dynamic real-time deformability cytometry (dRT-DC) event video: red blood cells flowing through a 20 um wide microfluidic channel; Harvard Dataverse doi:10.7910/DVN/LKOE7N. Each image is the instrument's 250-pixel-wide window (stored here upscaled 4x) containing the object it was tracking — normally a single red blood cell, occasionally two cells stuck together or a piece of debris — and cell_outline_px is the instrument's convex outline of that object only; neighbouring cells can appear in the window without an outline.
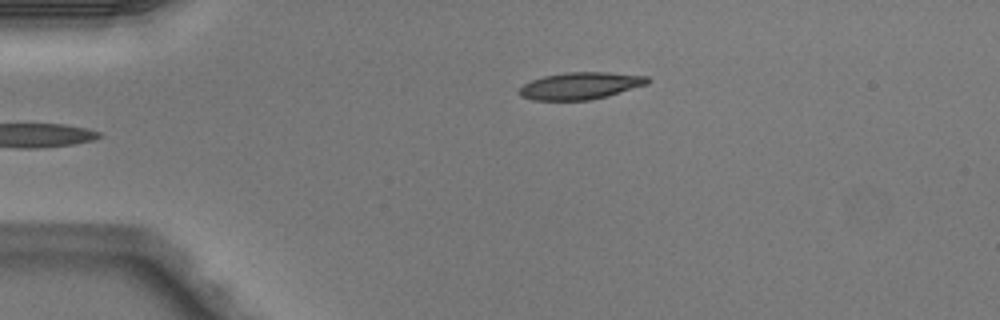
{"species": "Egyptian fruit bat (a non-hibernating species)", "species_latin": "Rousettus aegyptiacus", "temperature_condition": "warm", "stored_images_in_passage": 4, "camera_frame_rate_fps": 3000, "um_per_image_px": 0.085, "animal": {"sex": "male"}, "frame": {"image": 1, "passage_image": 4, "time_ms": 1.0, "image_size_px": [1000, 320], "cell_outline_px": [[652, 80], [648, 84], [608, 96], [592, 100], [532, 100], [520, 96], [516, 92], [524, 84], [532, 80], [544, 76], [568, 72], [608, 72], [648, 76]], "centroid_in_image_um": [49.35, 7.29], "position_along_channel_um": 35.6, "area_um2": 20.4}}